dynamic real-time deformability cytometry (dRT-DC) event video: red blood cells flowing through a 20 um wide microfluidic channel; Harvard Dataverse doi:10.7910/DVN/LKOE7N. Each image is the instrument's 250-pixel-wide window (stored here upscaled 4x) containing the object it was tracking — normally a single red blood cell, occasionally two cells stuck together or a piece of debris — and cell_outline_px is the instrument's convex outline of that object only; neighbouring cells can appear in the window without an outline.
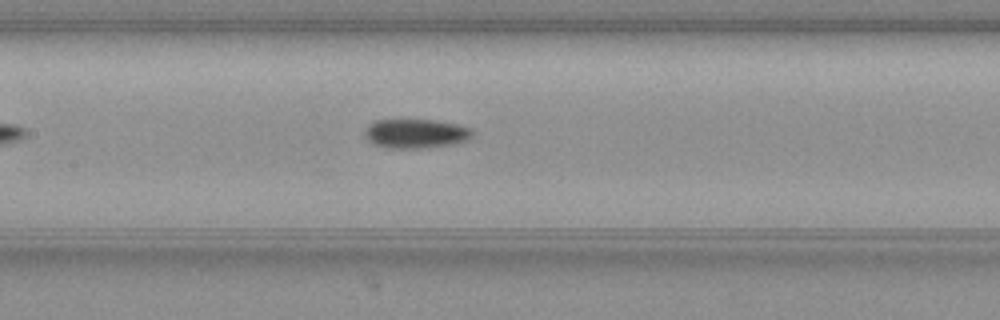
{"species": "common noctule bat (a hibernating species)", "species_latin": "Nyctalus noctula", "temperature_condition": "warm", "stored_images_in_passage": 37, "camera_frame_rate_fps": 3000, "um_per_image_px": 0.085, "animal": {"sex": "female", "body_mass_g": 19.3, "forearm_length_mm": 54.1}, "frame": {"image": 1, "passage_image": 14, "time_ms": 4.333, "image_size_px": [1000, 320], "cell_outline_px": [[472, 136], [468, 140], [452, 144], [424, 148], [384, 148], [376, 144], [368, 136], [368, 124], [376, 120], [436, 120], [460, 124], [472, 128]], "centroid_in_image_um": [35.44, 11.34], "position_along_channel_um": 172.0, "area_um2": 18.09}}
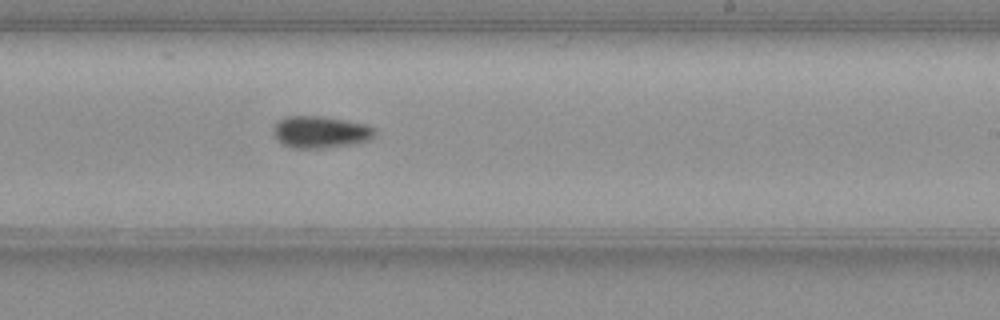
{"frame": {"image": 2, "passage_image": 21, "time_ms": 6.667, "image_size_px": [1000, 320], "cell_outline_px": [[376, 132], [368, 140], [352, 144], [324, 148], [292, 148], [284, 144], [276, 136], [276, 124], [284, 116], [324, 116], [368, 124]], "centroid_in_image_um": [27.28, 11.21], "position_along_channel_um": 261.7, "area_um2": 18.55}}
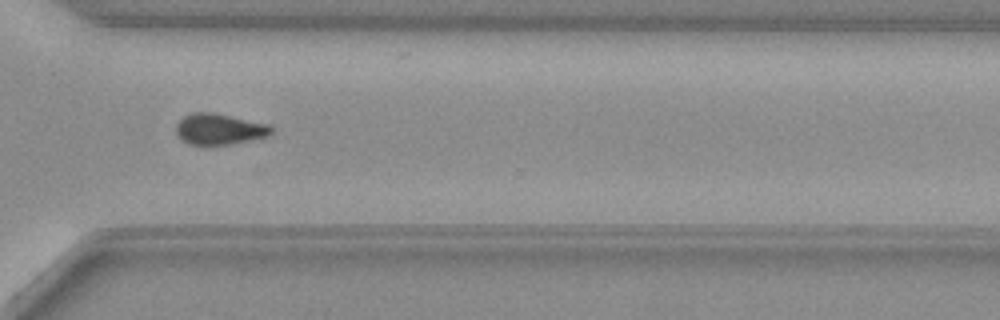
{"frame": {"image": 3, "passage_image": 28, "time_ms": 9.0, "image_size_px": [1000, 320], "cell_outline_px": [[272, 132], [268, 136], [232, 144], [208, 148], [204, 148], [188, 144], [176, 132], [176, 124], [184, 116], [192, 112], [212, 112], [268, 124], [272, 128]], "centroid_in_image_um": [18.61, 11.02], "position_along_channel_um": 352.0, "area_um2": 17.63}, "authors_computed_cell_mechanics": {"area_um2": 17.9758, "velocity_mm_per_s": 3.8642, "shape_relaxation_time_tau1_ms": 7.0853, "shape_relaxation_time_tau2_ms": null, "deformation_change_tau1": 0.1274, "deformation_change_tau2": null}}